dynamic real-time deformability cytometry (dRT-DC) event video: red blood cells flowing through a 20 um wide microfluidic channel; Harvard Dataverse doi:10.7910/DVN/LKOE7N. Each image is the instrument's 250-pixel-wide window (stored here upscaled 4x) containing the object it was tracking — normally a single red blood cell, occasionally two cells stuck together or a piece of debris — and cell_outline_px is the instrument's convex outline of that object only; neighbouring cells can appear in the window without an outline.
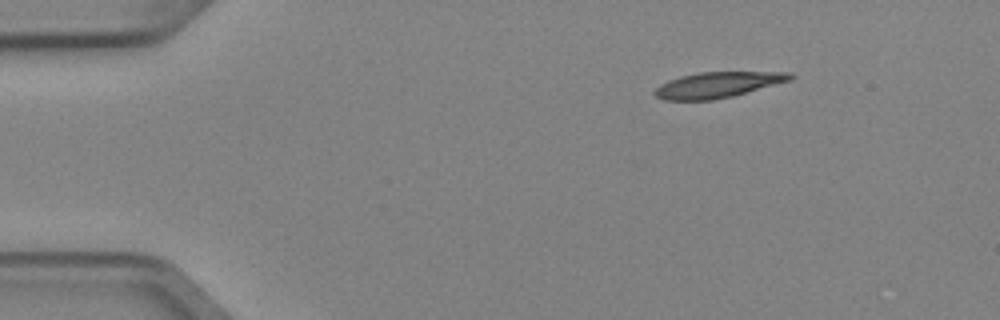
{"species": "Egyptian fruit bat (a non-hibernating species)", "species_latin": "Rousettus aegyptiacus", "temperature_condition": "cold", "stored_images_in_passage": 2, "camera_frame_rate_fps": 3000, "um_per_image_px": 0.085, "animal": {"sex": "female"}, "frame": {"image": 1, "passage_image": 2, "time_ms": 0.333, "image_size_px": [1000, 320], "cell_outline_px": [[796, 76], [792, 80], [732, 96], [712, 100], [664, 100], [656, 96], [652, 92], [660, 84], [668, 80], [680, 76], [700, 72], [792, 72]], "centroid_in_image_um": [61.01, 7.2], "position_along_channel_um": 24.0, "area_um2": 20.35}}